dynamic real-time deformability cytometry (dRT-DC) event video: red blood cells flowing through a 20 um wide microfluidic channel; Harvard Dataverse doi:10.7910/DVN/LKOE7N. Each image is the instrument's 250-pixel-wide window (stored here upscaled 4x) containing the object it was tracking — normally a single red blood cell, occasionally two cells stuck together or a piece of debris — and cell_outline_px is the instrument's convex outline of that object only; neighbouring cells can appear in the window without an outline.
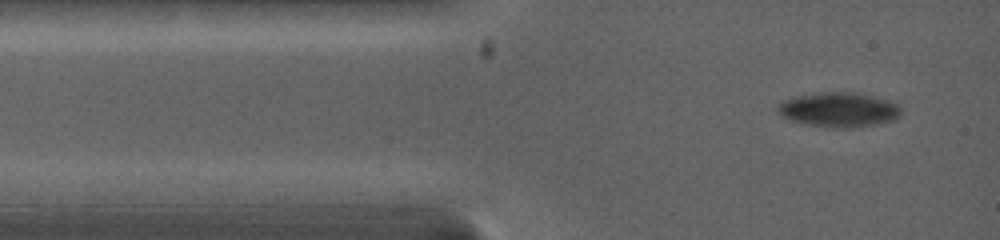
{"species": "common noctule bat (a hibernating species)", "species_latin": "Nyctalus noctula", "temperature_condition": "warm", "stored_images_in_passage": 3, "camera_frame_rate_fps": 5000, "um_per_image_px": 0.085, "animal": {"sex": "female", "body_mass_g": 19.0, "forearm_length_mm": 53.3}, "frame": {"image": 1, "passage_image": 1, "time_ms": 0.0, "image_size_px": [1000, 240], "cell_outline_px": [[900, 116], [892, 120], [876, 124], [840, 128], [832, 128], [804, 124], [788, 120], [780, 116], [776, 108], [784, 100], [796, 96], [820, 92], [856, 92], [888, 100], [896, 104], [900, 108]], "centroid_in_image_um": [71.25, 9.32], "position_along_channel_um": 13.8, "area_um2": 24.85}}
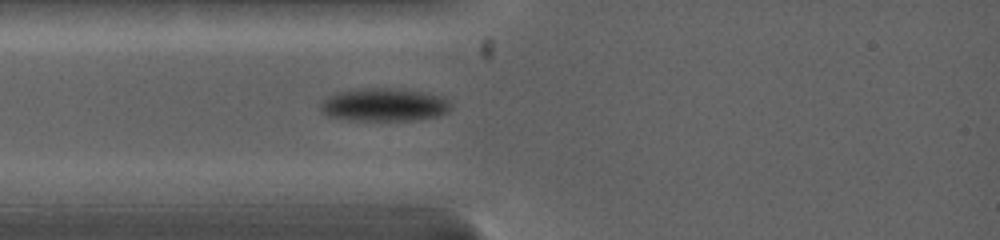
{"frame": {"image": 2, "passage_image": 3, "time_ms": 1.8, "image_size_px": [1000, 240], "cell_outline_px": [[452, 108], [448, 112], [436, 116], [412, 120], [348, 120], [328, 116], [320, 112], [320, 104], [332, 92], [352, 88], [392, 88], [424, 92], [440, 96], [448, 100], [452, 104]], "centroid_in_image_um": [32.6, 8.89], "position_along_channel_um": 52.4, "area_um2": 25.43}}